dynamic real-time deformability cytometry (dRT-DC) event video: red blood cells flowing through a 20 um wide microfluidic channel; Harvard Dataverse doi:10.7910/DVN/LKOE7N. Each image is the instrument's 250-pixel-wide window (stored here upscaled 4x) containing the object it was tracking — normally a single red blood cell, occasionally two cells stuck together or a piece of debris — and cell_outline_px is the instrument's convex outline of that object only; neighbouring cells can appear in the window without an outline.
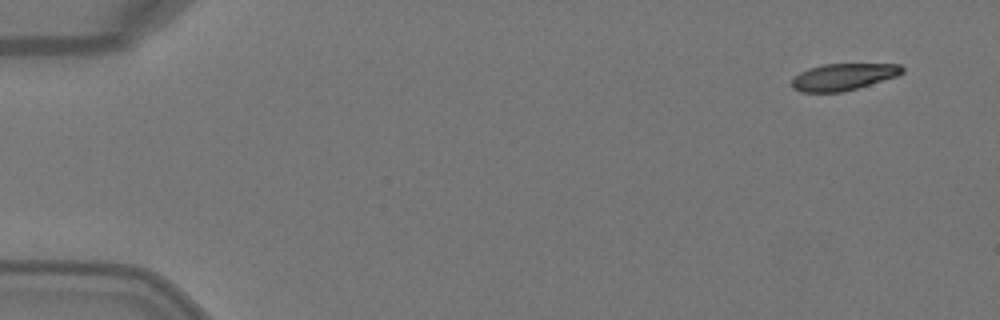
{"species": "Egyptian fruit bat (a non-hibernating species)", "species_latin": "Rousettus aegyptiacus", "temperature_condition": "warm", "stored_images_in_passage": 5, "camera_frame_rate_fps": 3000, "um_per_image_px": 0.085, "animal": {"sex": "female"}, "frame": {"image": 1, "passage_image": 1, "time_ms": 0.0, "image_size_px": [1000, 320], "cell_outline_px": [[904, 72], [896, 76], [856, 88], [840, 92], [800, 92], [792, 88], [792, 80], [800, 72], [808, 68], [824, 64], [900, 64], [904, 68]], "centroid_in_image_um": [71.66, 6.53], "position_along_channel_um": 13.3, "area_um2": 17.05}}
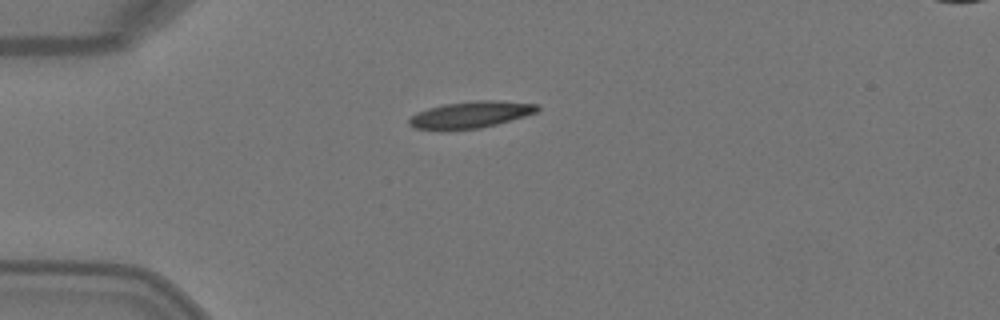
{"frame": {"image": 2, "passage_image": 4, "time_ms": 1.0, "image_size_px": [1000, 320], "cell_outline_px": [[540, 108], [536, 112], [524, 116], [496, 124], [480, 128], [416, 128], [408, 124], [408, 120], [416, 112], [428, 108], [444, 104], [476, 100], [496, 100], [540, 104]], "centroid_in_image_um": [40.05, 9.71], "position_along_channel_um": 44.9, "area_um2": 19.42}}
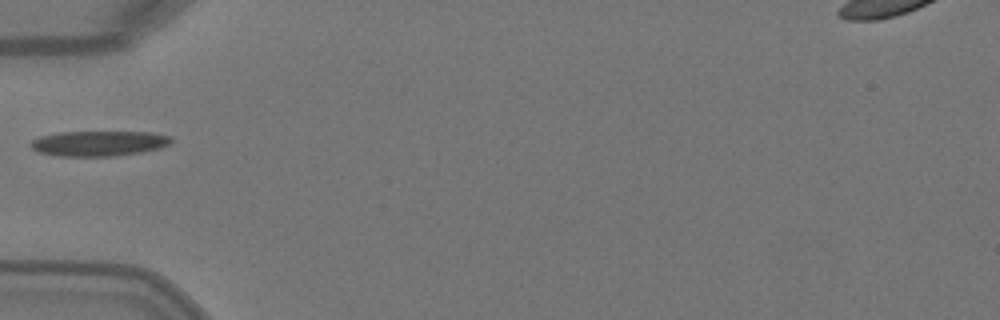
{"frame": {"image": 3, "passage_image": 5, "time_ms": 1.333, "image_size_px": [1000, 320], "cell_outline_px": [[172, 140], [168, 144], [160, 148], [140, 152], [112, 156], [60, 156], [40, 152], [32, 148], [32, 140], [40, 136], [60, 132], [152, 132], [172, 136]], "centroid_in_image_um": [8.43, 12.18], "position_along_channel_um": 76.6, "area_um2": 20.46}}